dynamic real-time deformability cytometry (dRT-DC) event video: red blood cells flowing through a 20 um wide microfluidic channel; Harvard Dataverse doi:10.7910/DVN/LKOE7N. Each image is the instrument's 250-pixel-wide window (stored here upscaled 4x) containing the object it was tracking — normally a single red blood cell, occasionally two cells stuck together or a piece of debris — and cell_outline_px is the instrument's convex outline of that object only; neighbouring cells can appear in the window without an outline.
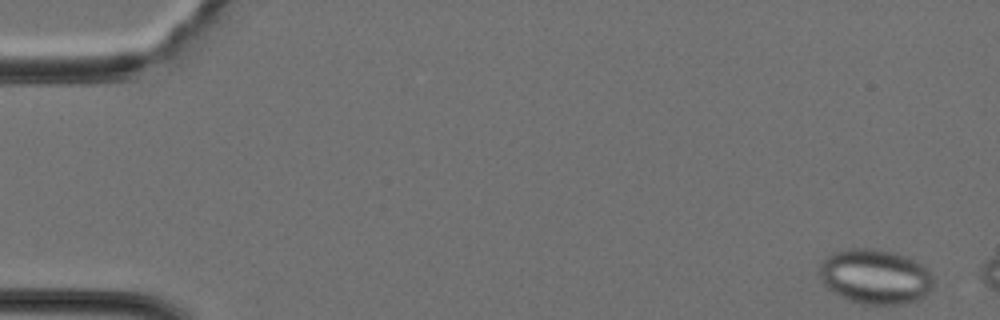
{"species": "Egyptian fruit bat (a non-hibernating species)", "species_latin": "Rousettus aegyptiacus", "temperature_condition": "cold", "stored_images_in_passage": 6, "camera_frame_rate_fps": 3000, "um_per_image_px": 0.085, "animal": {"sex": "female"}, "frame": {"image": 1, "passage_image": 1, "time_ms": 0.0, "image_size_px": [1000, 320], "cell_outline_px": [[936, 280], [932, 288], [920, 300], [904, 304], [860, 304], [848, 300], [832, 292], [824, 284], [820, 276], [820, 268], [824, 260], [828, 256], [836, 252], [848, 248], [876, 248], [892, 252], [904, 256], [928, 268]], "centroid_in_image_um": [74.43, 23.53], "position_along_channel_um": 10.6, "area_um2": 36.59}}